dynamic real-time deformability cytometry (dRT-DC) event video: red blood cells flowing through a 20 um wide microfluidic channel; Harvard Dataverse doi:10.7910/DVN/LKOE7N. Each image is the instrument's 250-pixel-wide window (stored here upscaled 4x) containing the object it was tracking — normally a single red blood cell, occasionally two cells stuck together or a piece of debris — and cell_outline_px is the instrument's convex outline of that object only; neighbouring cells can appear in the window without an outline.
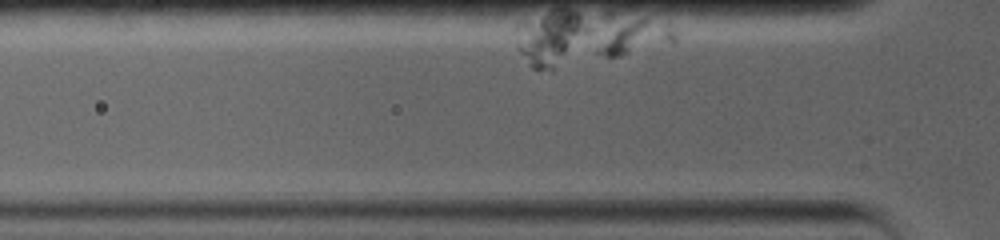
{"species": "common noctule bat (a hibernating species)", "species_latin": "Nyctalus noctula", "temperature_condition": "warm", "stored_images_in_passage": 5, "camera_frame_rate_fps": 5000, "um_per_image_px": 0.085, "animal": {"sex": "female", "body_mass_g": 19.0, "forearm_length_mm": 56.7}, "frame": {"image": 1, "passage_image": 5, "time_ms": 0.4, "image_size_px": [1000, 240], "cell_outline_px": [[676, 40], [620, 56], [604, 56], [596, 52], [616, 24], [640, 16], [644, 16], [668, 20], [676, 28]], "centroid_in_image_um": [54.18, 3.06], "position_along_channel_um": 71.6, "area_um2": 15.09}}